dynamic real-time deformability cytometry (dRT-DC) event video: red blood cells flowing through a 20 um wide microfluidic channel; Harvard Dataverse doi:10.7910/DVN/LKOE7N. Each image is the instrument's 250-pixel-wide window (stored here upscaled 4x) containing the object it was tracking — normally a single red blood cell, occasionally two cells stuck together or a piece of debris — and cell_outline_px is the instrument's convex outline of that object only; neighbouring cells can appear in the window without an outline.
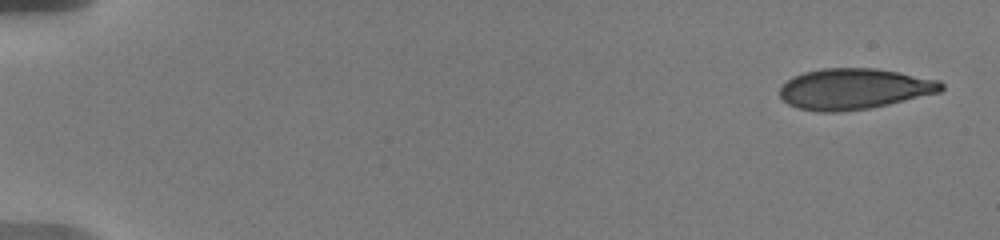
{"species": "human", "species_latin": "Homo sapiens", "temperature_condition": "warm", "stored_images_in_passage": 45, "camera_frame_rate_fps": 3000, "um_per_image_px": 0.085, "donor": {"sex": "male"}, "frame": {"image": 1, "passage_image": 1, "time_ms": 0.0, "image_size_px": [1000, 240], "cell_outline_px": [[944, 88], [940, 92], [888, 104], [868, 108], [840, 112], [820, 112], [800, 108], [788, 104], [780, 96], [780, 84], [792, 76], [804, 72], [820, 68], [876, 68], [940, 80], [944, 84]], "centroid_in_image_um": [72.57, 7.54], "position_along_channel_um": 12.4, "area_um2": 38.49}}
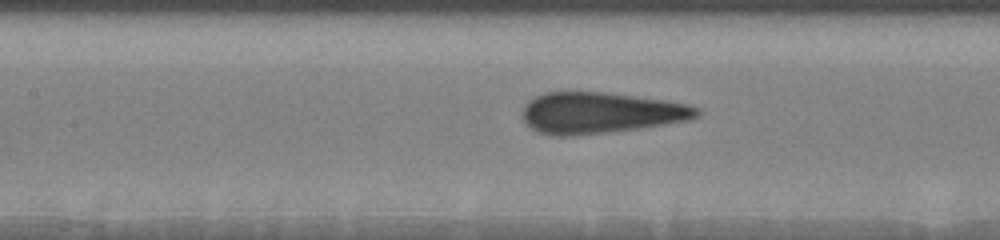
{"frame": {"image": 2, "passage_image": 18, "time_ms": 8.333, "image_size_px": [1000, 240], "cell_outline_px": [[700, 112], [696, 116], [688, 120], [640, 128], [608, 132], [572, 136], [552, 136], [540, 132], [532, 128], [520, 116], [524, 104], [528, 100], [544, 92], [604, 92], [668, 100], [688, 104], [700, 108]], "centroid_in_image_um": [51.01, 9.58], "position_along_channel_um": 156.4, "area_um2": 41.96}}
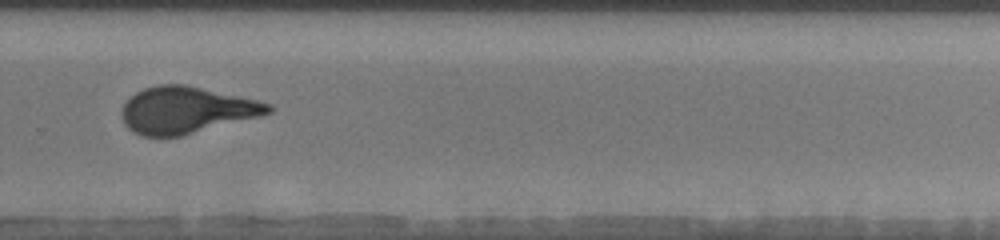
{"frame": {"image": 3, "passage_image": 27, "time_ms": 12.667, "image_size_px": [1000, 240], "cell_outline_px": [[272, 112], [260, 116], [180, 136], [144, 136], [132, 132], [124, 124], [120, 116], [120, 112], [124, 104], [136, 92], [144, 88], [160, 84], [184, 84], [256, 100], [272, 104]], "centroid_in_image_um": [15.8, 9.36], "position_along_channel_um": 314.0, "area_um2": 39.59}}